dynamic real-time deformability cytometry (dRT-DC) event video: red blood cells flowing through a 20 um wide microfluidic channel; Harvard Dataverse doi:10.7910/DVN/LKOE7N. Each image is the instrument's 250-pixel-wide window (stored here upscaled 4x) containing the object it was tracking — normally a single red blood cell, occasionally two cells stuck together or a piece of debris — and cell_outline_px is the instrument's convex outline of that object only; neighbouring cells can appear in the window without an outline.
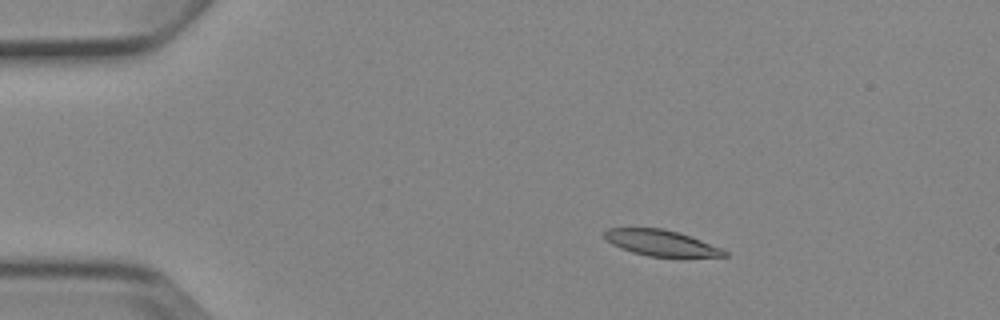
{"species": "Egyptian fruit bat (a non-hibernating species)", "species_latin": "Rousettus aegyptiacus", "temperature_condition": "cold", "stored_images_in_passage": 4, "camera_frame_rate_fps": 3000, "um_per_image_px": 0.085, "animal": {"sex": "female"}, "frame": {"image": 1, "passage_image": 3, "time_ms": 2.333, "image_size_px": [1000, 320], "cell_outline_px": [[728, 256], [648, 256], [632, 252], [620, 248], [612, 244], [604, 236], [604, 232], [608, 228], [664, 228], [724, 248], [728, 252]], "centroid_in_image_um": [56.19, 20.64], "position_along_channel_um": 28.8, "area_um2": 17.8}}